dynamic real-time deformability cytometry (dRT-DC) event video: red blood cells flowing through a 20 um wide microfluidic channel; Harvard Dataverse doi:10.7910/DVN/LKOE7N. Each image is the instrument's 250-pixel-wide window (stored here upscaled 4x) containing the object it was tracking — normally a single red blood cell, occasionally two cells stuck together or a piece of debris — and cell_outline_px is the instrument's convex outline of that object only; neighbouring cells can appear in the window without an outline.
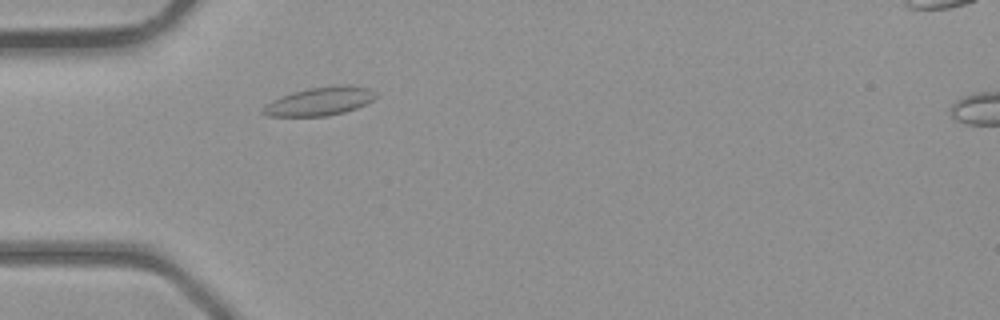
{"species": "common noctule bat (a hibernating species)", "species_latin": "Nyctalus noctula", "temperature_condition": "room temperature", "stored_images_in_passage": 2, "camera_frame_rate_fps": 3000, "um_per_image_px": 0.085, "animal": {"sex": "male", "body_mass_g": 23.1, "forearm_length_mm": 52.7}, "frame": {"image": 1, "passage_image": 1, "time_ms": 0.0, "image_size_px": [1000, 320], "cell_outline_px": [[380, 96], [356, 108], [344, 112], [328, 116], [264, 116], [260, 112], [260, 108], [264, 104], [280, 96], [292, 92], [308, 88], [344, 84], [348, 84], [368, 88], [376, 92]], "centroid_in_image_um": [27.14, 8.61], "position_along_channel_um": 57.9, "area_um2": 19.02}}